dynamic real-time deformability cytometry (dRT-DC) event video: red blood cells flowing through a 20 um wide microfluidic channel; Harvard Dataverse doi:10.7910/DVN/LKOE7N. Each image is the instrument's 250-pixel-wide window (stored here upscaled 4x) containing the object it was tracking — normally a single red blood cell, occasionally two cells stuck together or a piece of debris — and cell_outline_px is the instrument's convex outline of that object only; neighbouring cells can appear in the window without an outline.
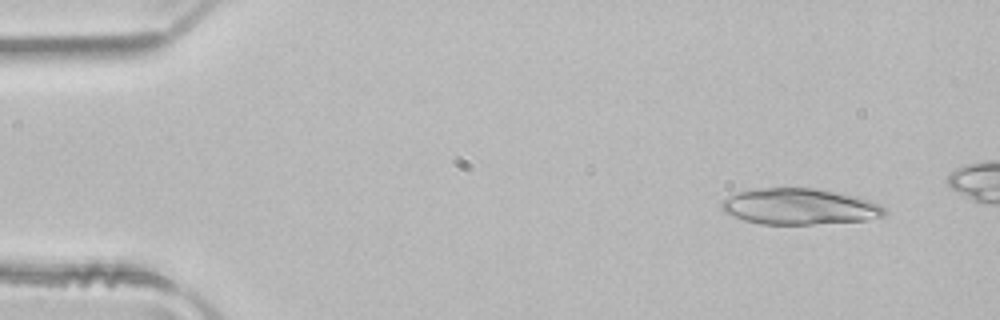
{"species": "common noctule bat (a hibernating species)", "species_latin": "Nyctalus noctula", "temperature_condition": "room temperature", "stored_images_in_passage": 2, "camera_frame_rate_fps": 3000, "um_per_image_px": 0.085, "animal": {"sex": "male", "body_mass_g": 21.5, "forearm_length_mm": 52.0}, "frame": {"image": 1, "passage_image": 1, "time_ms": 0.0, "image_size_px": [1000, 320], "cell_outline_px": [[888, 212], [884, 216], [864, 220], [812, 224], [760, 224], [744, 220], [732, 216], [724, 212], [720, 208], [720, 204], [728, 196], [736, 192], [760, 188], [816, 188], [856, 196], [872, 200], [880, 204]], "centroid_in_image_um": [67.95, 17.55], "position_along_channel_um": 17.0, "area_um2": 34.39}}